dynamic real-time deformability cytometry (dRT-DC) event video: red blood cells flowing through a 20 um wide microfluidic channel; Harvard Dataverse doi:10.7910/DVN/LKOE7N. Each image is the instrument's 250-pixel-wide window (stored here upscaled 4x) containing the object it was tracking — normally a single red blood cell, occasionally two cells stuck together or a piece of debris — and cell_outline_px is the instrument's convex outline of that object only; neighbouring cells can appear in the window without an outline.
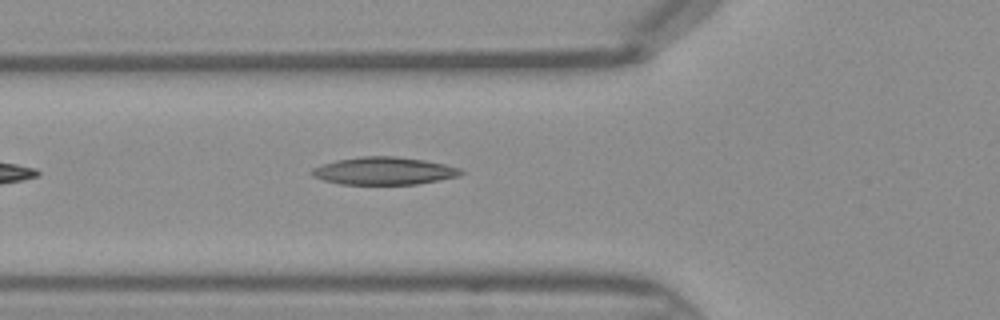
{"species": "Egyptian fruit bat (a non-hibernating species)", "species_latin": "Rousettus aegyptiacus", "temperature_condition": "warm", "stored_images_in_passage": 12, "camera_frame_rate_fps": 3000, "um_per_image_px": 0.085, "frame": {"image": 1, "passage_image": 3, "time_ms": 0.667, "image_size_px": [1000, 320], "cell_outline_px": [[464, 172], [460, 176], [416, 184], [340, 184], [324, 180], [312, 176], [312, 168], [336, 160], [360, 156], [396, 156], [424, 160], [444, 164], [460, 168]], "centroid_in_image_um": [32.65, 14.52], "position_along_channel_um": 93.2, "area_um2": 23.87}}
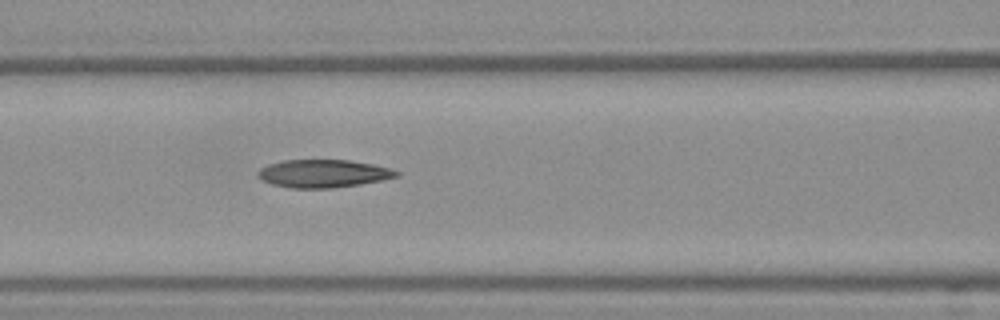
{"frame": {"image": 2, "passage_image": 6, "time_ms": 1.667, "image_size_px": [1000, 320], "cell_outline_px": [[400, 176], [360, 184], [332, 188], [292, 188], [272, 184], [256, 176], [256, 172], [260, 168], [268, 164], [284, 160], [348, 160], [372, 164], [388, 168], [400, 172]], "centroid_in_image_um": [27.45, 14.75], "position_along_channel_um": 139.2, "area_um2": 22.43}}
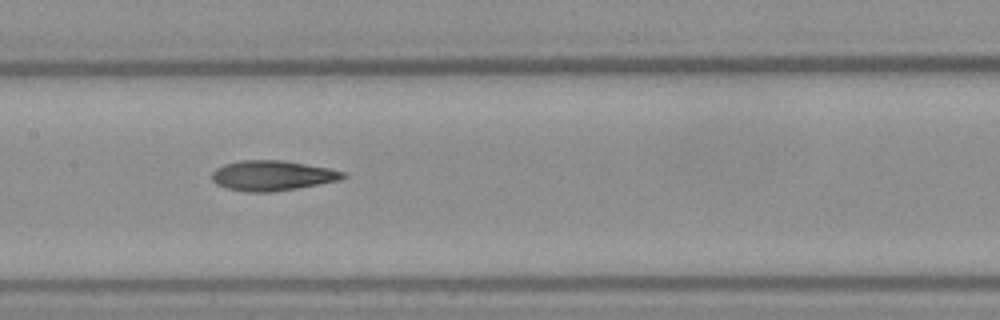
{"frame": {"image": 3, "passage_image": 9, "time_ms": 2.667, "image_size_px": [1000, 320], "cell_outline_px": [[348, 176], [340, 180], [296, 188], [272, 192], [248, 192], [228, 188], [216, 184], [212, 180], [212, 172], [216, 168], [224, 164], [240, 160], [284, 160], [328, 168], [344, 172]], "centroid_in_image_um": [23.13, 14.92], "position_along_channel_um": 184.3, "area_um2": 22.95}}